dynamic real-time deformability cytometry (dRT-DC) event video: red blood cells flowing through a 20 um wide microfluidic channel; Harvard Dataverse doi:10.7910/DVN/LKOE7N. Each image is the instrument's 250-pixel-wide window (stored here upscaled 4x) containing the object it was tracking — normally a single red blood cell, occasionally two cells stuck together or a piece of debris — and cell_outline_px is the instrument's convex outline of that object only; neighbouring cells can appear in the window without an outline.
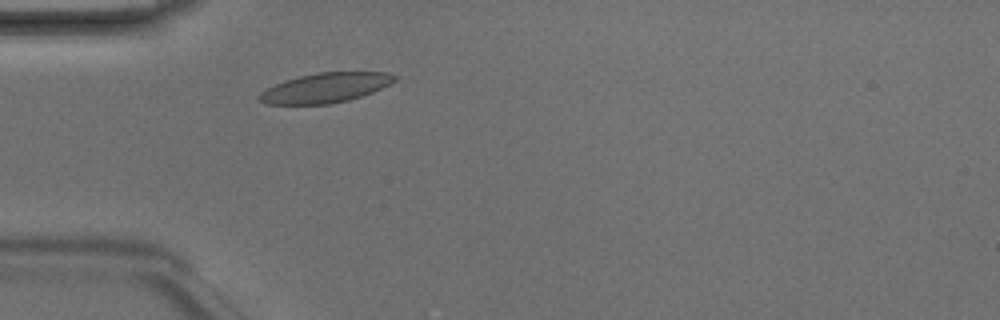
{"species": "Egyptian fruit bat (a non-hibernating species)", "species_latin": "Rousettus aegyptiacus", "temperature_condition": "room temperature", "stored_images_in_passage": 2, "camera_frame_rate_fps": 3000, "um_per_image_px": 0.085, "animal": {"sex": "male"}, "frame": {"image": 1, "passage_image": 2, "time_ms": 0.333, "image_size_px": [1000, 320], "cell_outline_px": [[396, 80], [372, 92], [348, 100], [332, 104], [268, 104], [260, 100], [256, 96], [260, 92], [284, 80], [316, 72], [388, 72], [396, 76]], "centroid_in_image_um": [27.64, 7.46], "position_along_channel_um": 57.4, "area_um2": 23.24}}